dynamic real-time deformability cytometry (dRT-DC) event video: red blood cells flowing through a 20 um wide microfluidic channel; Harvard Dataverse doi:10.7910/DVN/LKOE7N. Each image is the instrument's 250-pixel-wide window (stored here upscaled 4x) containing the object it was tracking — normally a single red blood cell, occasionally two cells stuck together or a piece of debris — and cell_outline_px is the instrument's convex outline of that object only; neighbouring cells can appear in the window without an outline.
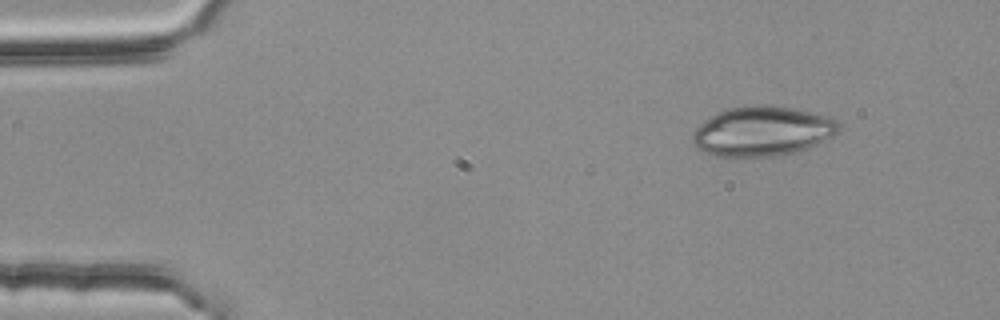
{"species": "common noctule bat (a hibernating species)", "species_latin": "Nyctalus noctula", "temperature_condition": "room temperature", "stored_images_in_passage": 2, "camera_frame_rate_fps": 3000, "um_per_image_px": 0.085, "animal": {"sex": "female", "body_mass_g": 25.1}, "frame": {"image": 1, "passage_image": 1, "time_ms": 0.0, "image_size_px": [1000, 320], "cell_outline_px": [[840, 132], [808, 148], [792, 152], [772, 156], [712, 156], [696, 148], [692, 144], [692, 132], [700, 124], [712, 116], [728, 108], [756, 104], [768, 104], [792, 108], [828, 116], [836, 120], [840, 124]], "centroid_in_image_um": [64.78, 11.15], "position_along_channel_um": 20.2, "area_um2": 42.31}}